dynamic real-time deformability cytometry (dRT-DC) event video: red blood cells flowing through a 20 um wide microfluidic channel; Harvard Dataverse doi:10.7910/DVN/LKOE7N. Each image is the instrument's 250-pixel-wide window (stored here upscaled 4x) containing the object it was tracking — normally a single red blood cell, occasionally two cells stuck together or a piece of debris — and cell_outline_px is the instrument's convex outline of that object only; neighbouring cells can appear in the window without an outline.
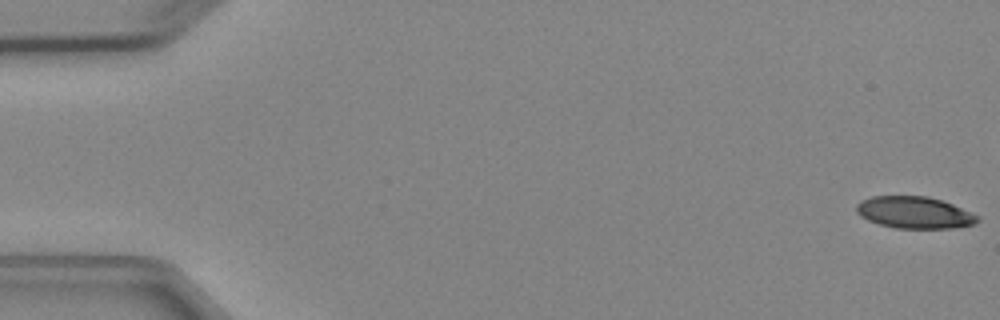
{"species": "Egyptian fruit bat (a non-hibernating species)", "species_latin": "Rousettus aegyptiacus", "temperature_condition": "cold", "stored_images_in_passage": 6, "camera_frame_rate_fps": 3000, "um_per_image_px": 0.085, "animal": {"sex": "female"}, "frame": {"image": 1, "passage_image": 1, "time_ms": 0.0, "image_size_px": [1000, 320], "cell_outline_px": [[980, 220], [976, 224], [952, 228], [896, 228], [880, 224], [868, 220], [860, 216], [856, 212], [856, 204], [860, 200], [872, 196], [928, 196], [952, 204], [980, 216]], "centroid_in_image_um": [77.72, 18.06], "position_along_channel_um": 7.3, "area_um2": 22.54}}
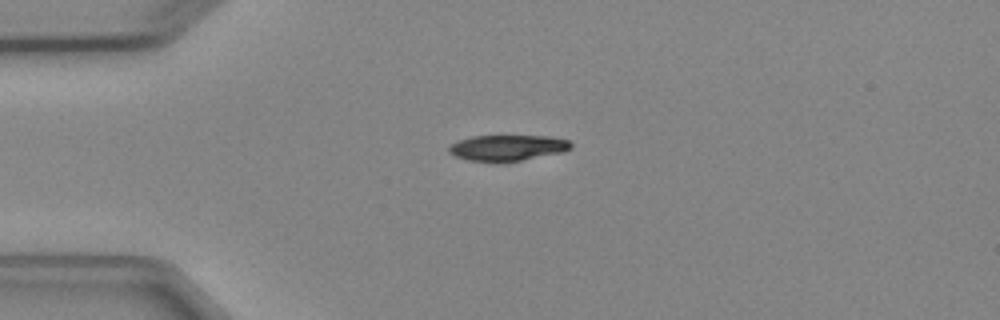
{"frame": {"image": 2, "passage_image": 6, "time_ms": 6.0, "image_size_px": [1000, 320], "cell_outline_px": [[572, 148], [564, 152], [520, 160], [468, 160], [456, 156], [448, 152], [448, 148], [452, 144], [460, 140], [472, 136], [552, 136], [568, 140], [572, 144]], "centroid_in_image_um": [43.19, 12.53], "position_along_channel_um": 41.8, "area_um2": 17.92}}